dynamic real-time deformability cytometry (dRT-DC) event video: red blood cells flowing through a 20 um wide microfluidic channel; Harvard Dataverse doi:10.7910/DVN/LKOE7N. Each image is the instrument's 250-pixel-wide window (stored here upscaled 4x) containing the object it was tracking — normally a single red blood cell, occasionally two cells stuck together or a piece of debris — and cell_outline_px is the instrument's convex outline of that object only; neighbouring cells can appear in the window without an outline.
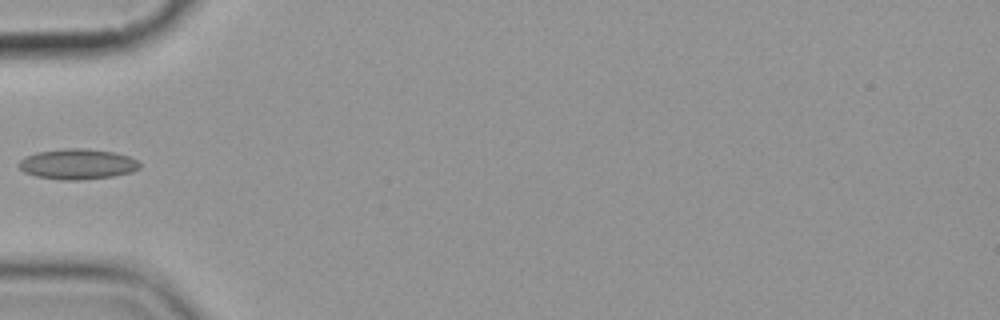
{"species": "common noctule bat (a hibernating species)", "species_latin": "Nyctalus noctula", "temperature_condition": "cold", "stored_images_in_passage": 7, "camera_frame_rate_fps": 3000, "um_per_image_px": 0.085, "animal": {"sex": "female", "body_mass_g": 19.9}, "frame": {"image": 1, "passage_image": 6, "time_ms": 6.0, "image_size_px": [1000, 320], "cell_outline_px": [[140, 168], [132, 172], [112, 176], [76, 180], [60, 180], [36, 176], [24, 172], [16, 164], [20, 160], [36, 152], [64, 148], [84, 148], [112, 152], [128, 156], [136, 160], [140, 164]], "centroid_in_image_um": [6.56, 13.95], "position_along_channel_um": 78.4, "area_um2": 21.33}}
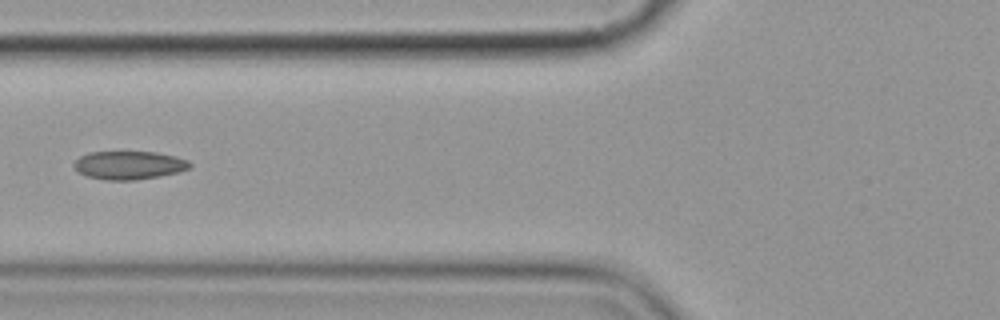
{"frame": {"image": 2, "passage_image": 7, "time_ms": 7.0, "image_size_px": [1000, 320], "cell_outline_px": [[192, 168], [160, 176], [136, 180], [108, 180], [88, 176], [80, 172], [72, 164], [80, 156], [88, 152], [156, 152], [176, 156], [188, 160], [192, 164]], "centroid_in_image_um": [11.0, 14.03], "position_along_channel_um": 114.8, "area_um2": 19.07}}